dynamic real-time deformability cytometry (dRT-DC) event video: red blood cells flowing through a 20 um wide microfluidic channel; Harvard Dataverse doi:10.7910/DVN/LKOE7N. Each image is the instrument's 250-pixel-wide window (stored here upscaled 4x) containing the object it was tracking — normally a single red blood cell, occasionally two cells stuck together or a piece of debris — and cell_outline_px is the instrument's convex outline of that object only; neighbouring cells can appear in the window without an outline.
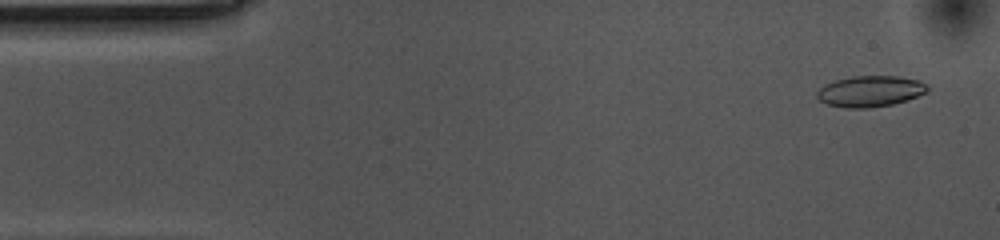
{"species": "common noctule bat (a hibernating species)", "species_latin": "Nyctalus noctula", "temperature_condition": "cold", "stored_images_in_passage": 55, "camera_frame_rate_fps": 3000, "um_per_image_px": 0.085, "animal": {"sex": "female", "body_mass_g": 10.0, "forearm_length_mm": 53.1}, "frame": {"image": 1, "passage_image": 3, "time_ms": 0.667, "image_size_px": [1000, 240], "cell_outline_px": [[928, 92], [892, 104], [872, 108], [848, 108], [828, 104], [820, 100], [816, 96], [816, 92], [824, 84], [836, 80], [852, 76], [896, 76], [920, 80], [928, 84]], "centroid_in_image_um": [73.97, 7.75], "position_along_channel_um": 11.0, "area_um2": 19.94}}
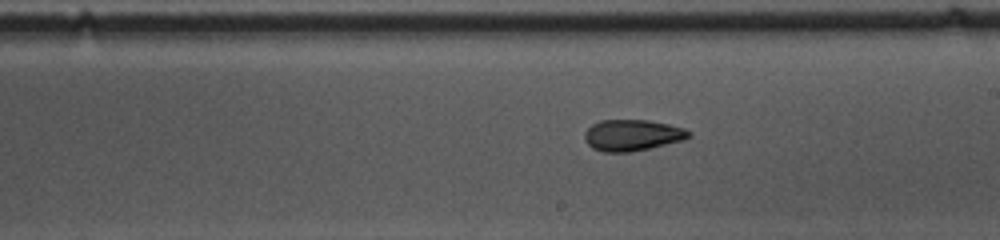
{"frame": {"image": 2, "passage_image": 30, "time_ms": 9.667, "image_size_px": [1000, 240], "cell_outline_px": [[692, 136], [684, 140], [632, 152], [604, 152], [592, 148], [584, 140], [584, 132], [592, 124], [600, 120], [648, 120], [668, 124], [684, 128], [692, 132]], "centroid_in_image_um": [53.75, 11.49], "position_along_channel_um": 235.3, "area_um2": 19.13}}
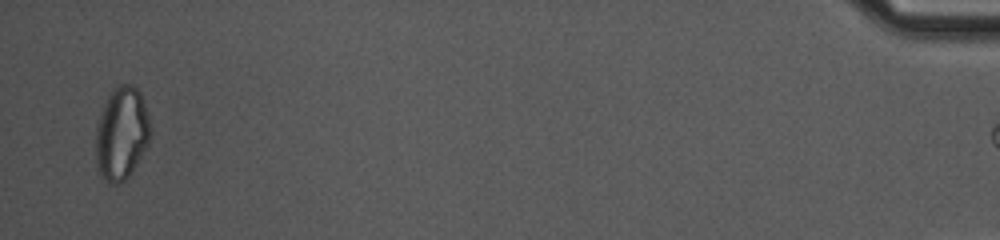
{"frame": {"image": 3, "passage_image": 54, "time_ms": 17.667, "image_size_px": [1000, 240], "cell_outline_px": [[152, 128], [148, 144], [132, 172], [120, 184], [108, 184], [100, 176], [96, 160], [96, 124], [104, 104], [112, 88], [120, 84], [132, 84], [140, 92]], "centroid_in_image_um": [10.33, 11.36], "position_along_channel_um": 424.9, "area_um2": 29.82}, "authors_computed_cell_mechanics": {"area_um2": 19.8254, "velocity_mm_per_s": 3.5504, "shape_relaxation_time_tau1_ms": null, "shape_relaxation_time_tau2_ms": 4.0372, "deformation_change_tau1": null, "deformation_change_tau2": 0.0988}}